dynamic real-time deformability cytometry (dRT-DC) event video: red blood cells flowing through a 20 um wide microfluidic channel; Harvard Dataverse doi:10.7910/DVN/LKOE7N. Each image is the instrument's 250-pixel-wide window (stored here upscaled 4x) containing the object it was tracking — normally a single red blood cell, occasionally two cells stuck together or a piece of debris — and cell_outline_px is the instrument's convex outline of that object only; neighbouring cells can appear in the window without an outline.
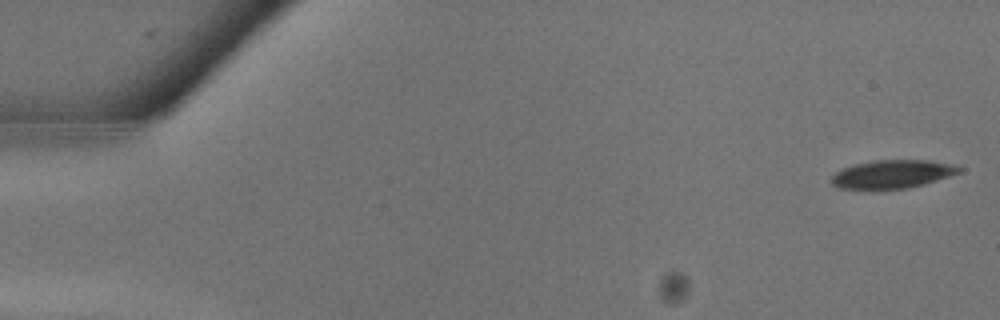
{"species": "common noctule bat (a hibernating species)", "species_latin": "Nyctalus noctula", "temperature_condition": "warm", "stored_images_in_passage": 12, "camera_frame_rate_fps": 3000, "um_per_image_px": 0.085, "animal": {"sex": "male", "body_mass_g": 13.3}, "frame": {"image": 1, "passage_image": 1, "time_ms": 0.0, "image_size_px": [1000, 320], "cell_outline_px": [[964, 168], [960, 172], [924, 184], [908, 188], [840, 188], [832, 184], [832, 176], [836, 172], [844, 168], [856, 164], [872, 160], [928, 160], [956, 164]], "centroid_in_image_um": [75.91, 14.78], "position_along_channel_um": 9.1, "area_um2": 20.75}}
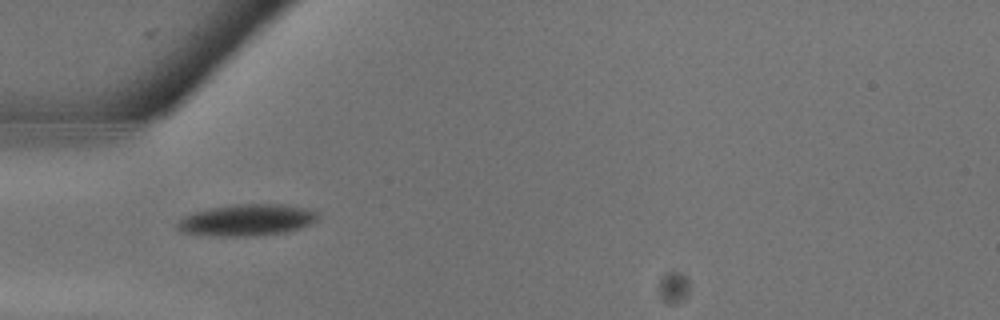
{"frame": {"image": 2, "passage_image": 9, "time_ms": 2.667, "image_size_px": [1000, 320], "cell_outline_px": [[320, 216], [316, 220], [300, 228], [288, 232], [252, 236], [208, 236], [180, 232], [176, 228], [176, 224], [184, 216], [208, 208], [236, 204], [284, 204], [308, 208], [316, 212]], "centroid_in_image_um": [20.97, 18.71], "position_along_channel_um": 64.0, "area_um2": 26.07}}
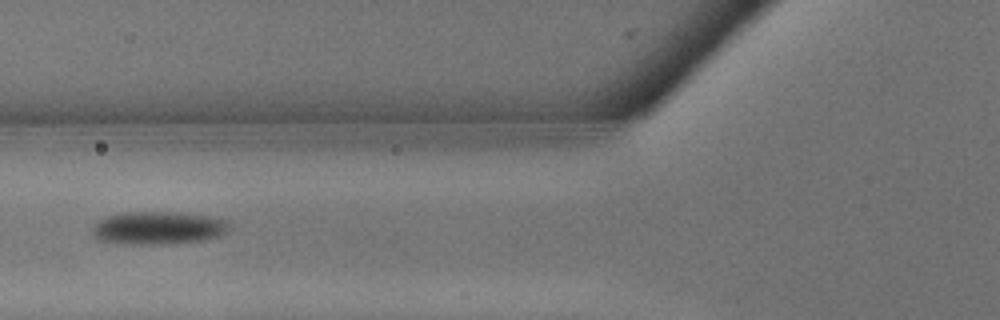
{"frame": {"image": 3, "passage_image": 11, "time_ms": 3.333, "image_size_px": [1000, 320], "cell_outline_px": [[232, 228], [228, 232], [220, 236], [204, 240], [172, 244], [120, 244], [96, 240], [92, 232], [92, 228], [96, 220], [104, 216], [120, 212], [188, 212], [220, 216], [228, 220]], "centroid_in_image_um": [13.5, 19.36], "position_along_channel_um": 112.3, "area_um2": 27.57}}